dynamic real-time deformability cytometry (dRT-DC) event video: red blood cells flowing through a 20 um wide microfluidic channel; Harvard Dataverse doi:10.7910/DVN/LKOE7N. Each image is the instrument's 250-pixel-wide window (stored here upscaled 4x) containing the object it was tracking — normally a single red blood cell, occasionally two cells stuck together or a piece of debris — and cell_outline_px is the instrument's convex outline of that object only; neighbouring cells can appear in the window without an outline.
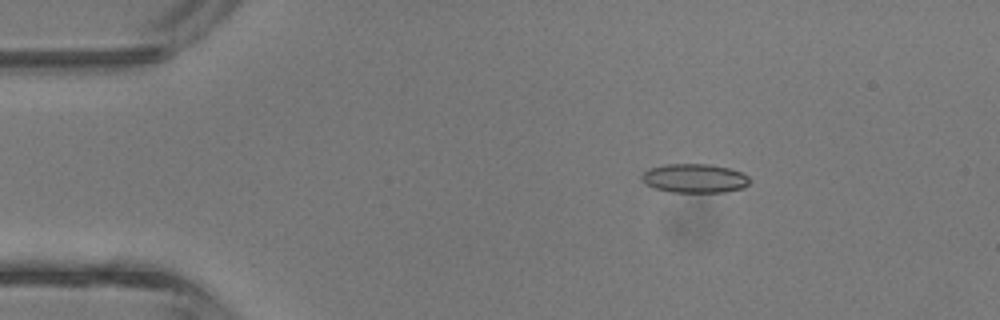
{"species": "common noctule bat (a hibernating species)", "species_latin": "Nyctalus noctula", "temperature_condition": "room temperature", "stored_images_in_passage": 42, "camera_frame_rate_fps": 3000, "um_per_image_px": 0.085, "animal": {"sex": "male", "body_mass_g": 13.3}, "frame": {"image": 1, "passage_image": 6, "time_ms": 1.667, "image_size_px": [1000, 320], "cell_outline_px": [[752, 180], [744, 188], [724, 192], [672, 192], [656, 188], [648, 184], [640, 176], [648, 168], [664, 164], [708, 164], [728, 168], [740, 172], [748, 176]], "centroid_in_image_um": [59.07, 15.15], "position_along_channel_um": 25.9, "area_um2": 18.15}}
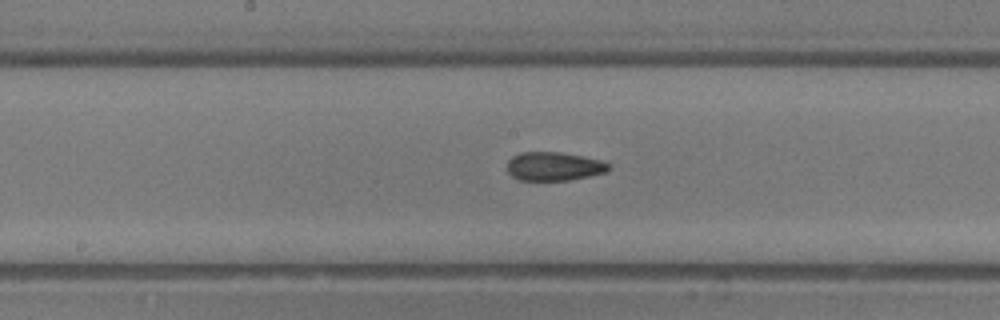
{"frame": {"image": 2, "passage_image": 21, "time_ms": 6.667, "image_size_px": [1000, 320], "cell_outline_px": [[612, 168], [608, 172], [568, 180], [520, 180], [512, 176], [508, 172], [508, 160], [512, 156], [520, 152], [560, 152], [584, 156], [600, 160], [612, 164]], "centroid_in_image_um": [47.13, 14.13], "position_along_channel_um": 201.1, "area_um2": 17.11}}
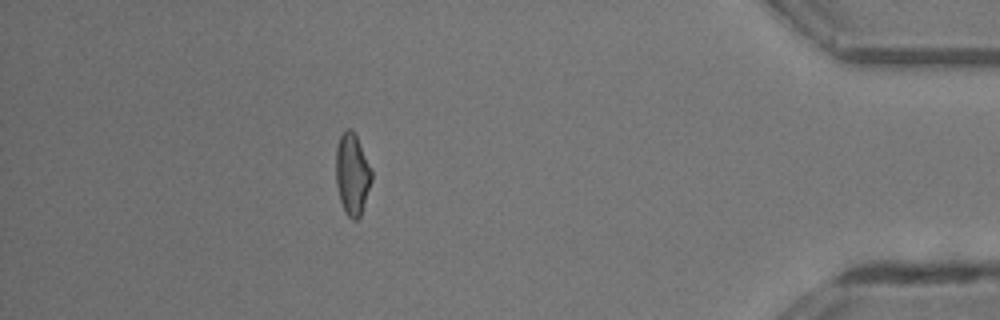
{"frame": {"image": 3, "passage_image": 37, "time_ms": 12.0, "image_size_px": [1000, 320], "cell_outline_px": [[372, 180], [360, 216], [356, 220], [352, 220], [344, 212], [340, 200], [336, 184], [336, 148], [340, 136], [348, 128], [352, 128], [356, 136], [372, 172]], "centroid_in_image_um": [29.92, 14.83], "position_along_channel_um": 405.3, "area_um2": 16.76}, "authors_computed_cell_mechanics": {"area_um2": 17.1666, "velocity_mm_per_s": 4.8003, "shape_relaxation_time_tau1_ms": null, "shape_relaxation_time_tau2_ms": 1.5789, "deformation_change_tau1": null, "deformation_change_tau2": 0.0918}}